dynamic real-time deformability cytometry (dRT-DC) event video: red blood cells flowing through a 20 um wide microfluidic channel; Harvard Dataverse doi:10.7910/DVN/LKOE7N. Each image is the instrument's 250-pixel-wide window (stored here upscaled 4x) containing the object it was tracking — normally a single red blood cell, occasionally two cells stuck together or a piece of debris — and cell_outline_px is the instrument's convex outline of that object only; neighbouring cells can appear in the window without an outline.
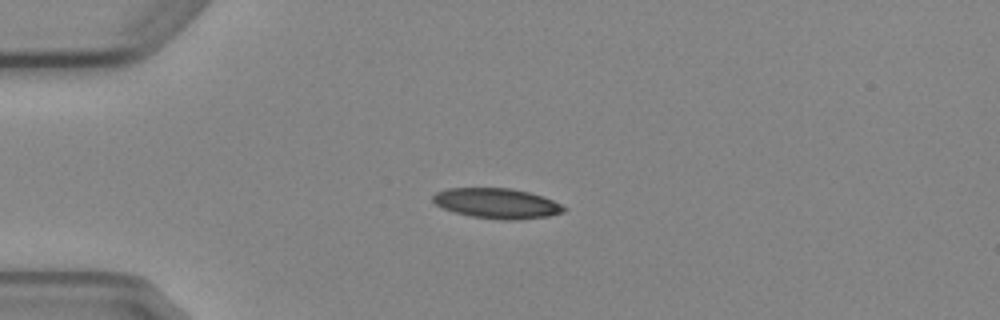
{"species": "Egyptian fruit bat (a non-hibernating species)", "species_latin": "Rousettus aegyptiacus", "temperature_condition": "cold", "stored_images_in_passage": 3, "camera_frame_rate_fps": 3000, "um_per_image_px": 0.085, "animal": {"sex": "female"}, "frame": {"image": 1, "passage_image": 1, "time_ms": 0.0, "image_size_px": [1000, 320], "cell_outline_px": [[568, 208], [564, 212], [548, 216], [516, 220], [500, 220], [472, 216], [456, 212], [444, 208], [436, 204], [432, 200], [432, 196], [436, 192], [448, 188], [512, 188], [544, 196]], "centroid_in_image_um": [42.26, 17.28], "position_along_channel_um": 42.7, "area_um2": 23.0}}
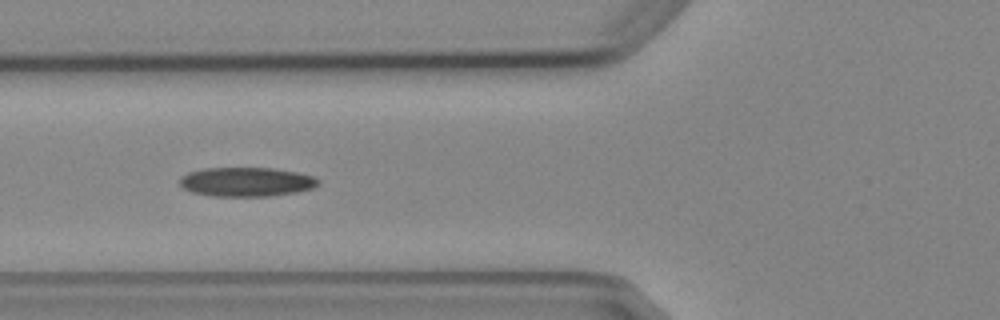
{"frame": {"image": 2, "passage_image": 3, "time_ms": 2.333, "image_size_px": [1000, 320], "cell_outline_px": [[320, 184], [312, 188], [296, 192], [268, 196], [212, 196], [192, 192], [184, 188], [180, 184], [180, 176], [188, 172], [204, 168], [272, 168], [296, 172], [312, 176], [320, 180]], "centroid_in_image_um": [20.93, 15.46], "position_along_channel_um": 104.9, "area_um2": 23.52}}